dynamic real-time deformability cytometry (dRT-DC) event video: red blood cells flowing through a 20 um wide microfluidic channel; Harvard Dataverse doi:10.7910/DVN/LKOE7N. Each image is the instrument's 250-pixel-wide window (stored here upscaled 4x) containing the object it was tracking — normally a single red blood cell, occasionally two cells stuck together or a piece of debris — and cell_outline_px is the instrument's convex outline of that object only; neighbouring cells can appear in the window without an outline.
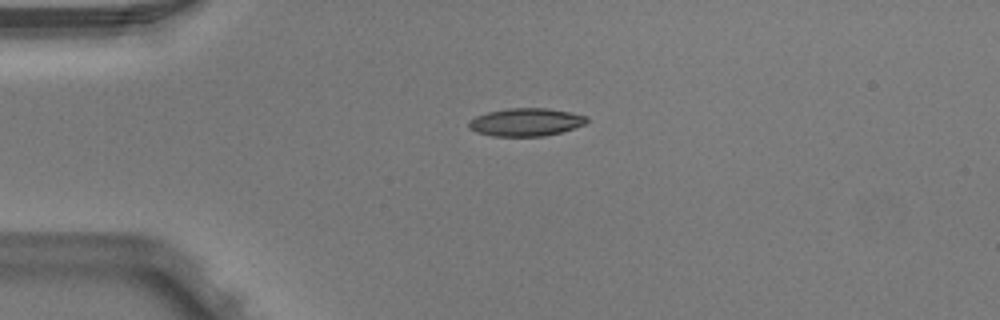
{"species": "Egyptian fruit bat (a non-hibernating species)", "species_latin": "Rousettus aegyptiacus", "temperature_condition": "warm", "stored_images_in_passage": 2, "camera_frame_rate_fps": 3000, "um_per_image_px": 0.085, "animal": {"sex": "male"}, "frame": {"image": 1, "passage_image": 1, "time_ms": 0.0, "image_size_px": [1000, 320], "cell_outline_px": [[588, 120], [584, 124], [560, 132], [544, 136], [492, 136], [476, 132], [468, 128], [468, 120], [476, 116], [488, 112], [508, 108], [548, 108], [588, 116]], "centroid_in_image_um": [44.66, 10.38], "position_along_channel_um": 40.3, "area_um2": 19.13}}